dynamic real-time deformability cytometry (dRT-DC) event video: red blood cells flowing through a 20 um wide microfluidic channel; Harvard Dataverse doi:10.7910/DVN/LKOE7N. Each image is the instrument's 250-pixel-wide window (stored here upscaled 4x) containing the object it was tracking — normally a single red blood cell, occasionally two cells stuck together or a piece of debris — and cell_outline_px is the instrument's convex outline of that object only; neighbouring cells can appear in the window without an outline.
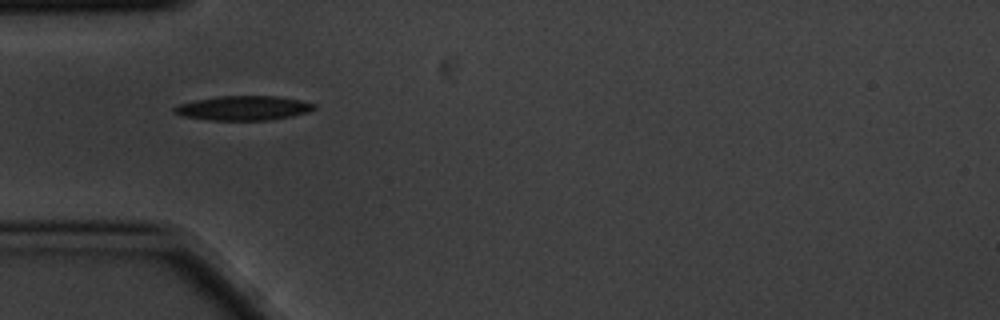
{"species": "common noctule bat (a hibernating species)", "species_latin": "Nyctalus noctula", "temperature_condition": "cold", "stored_images_in_passage": 11, "camera_frame_rate_fps": 3000, "um_per_image_px": 0.085, "animal": {"sex": "male", "body_mass_g": 20.1, "forearm_length_mm": 53.5}, "frame": {"image": 1, "passage_image": 1, "time_ms": 0.0, "image_size_px": [1000, 320], "cell_outline_px": [[316, 108], [308, 112], [292, 116], [272, 120], [208, 120], [180, 116], [172, 112], [172, 108], [180, 104], [196, 100], [220, 96], [276, 96], [300, 100], [316, 104]], "centroid_in_image_um": [20.68, 9.19], "position_along_channel_um": 64.3, "area_um2": 20.0}}
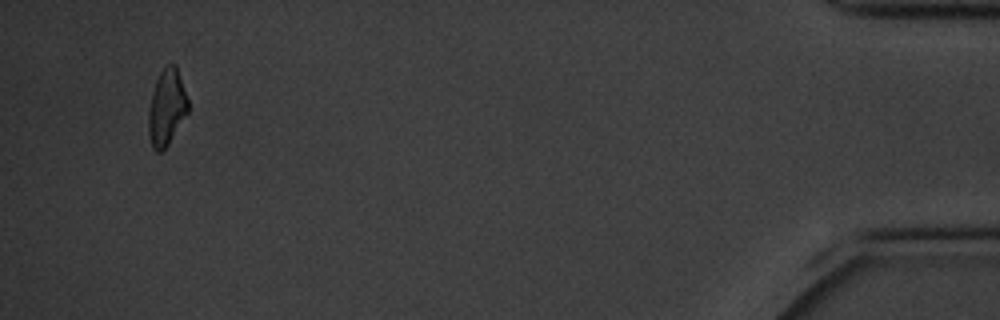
{"frame": {"image": 2, "passage_image": 11, "time_ms": 3.333, "image_size_px": [1000, 320], "cell_outline_px": [[188, 112], [168, 144], [160, 152], [156, 152], [152, 148], [148, 132], [148, 112], [152, 92], [156, 80], [160, 72], [168, 64], [176, 64], [188, 100]], "centroid_in_image_um": [14.15, 9.13], "position_along_channel_um": 421.0, "area_um2": 17.46}}